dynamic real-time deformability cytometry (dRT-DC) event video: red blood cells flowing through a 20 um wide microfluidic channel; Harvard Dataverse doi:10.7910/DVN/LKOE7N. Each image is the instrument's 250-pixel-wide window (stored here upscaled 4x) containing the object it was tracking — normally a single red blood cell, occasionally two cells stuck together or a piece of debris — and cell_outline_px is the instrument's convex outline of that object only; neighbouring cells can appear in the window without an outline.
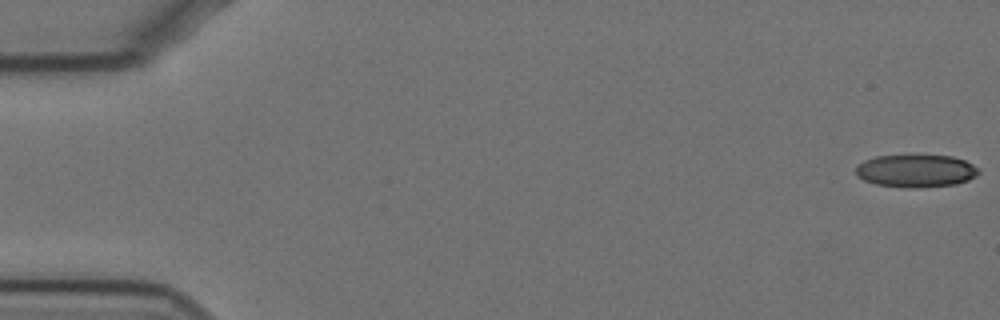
{"species": "Egyptian fruit bat (a non-hibernating species)", "species_latin": "Rousettus aegyptiacus", "temperature_condition": "cold", "stored_images_in_passage": 58, "camera_frame_rate_fps": 3000, "um_per_image_px": 0.085, "animal": {"sex": "female"}, "frame": {"image": 1, "passage_image": 1, "time_ms": 0.0, "image_size_px": [1000, 320], "cell_outline_px": [[980, 172], [976, 176], [968, 180], [956, 184], [916, 188], [908, 188], [876, 184], [864, 180], [856, 176], [856, 164], [864, 160], [876, 156], [952, 156], [964, 160], [972, 164]], "centroid_in_image_um": [77.83, 14.53], "position_along_channel_um": 7.2, "area_um2": 23.29}}
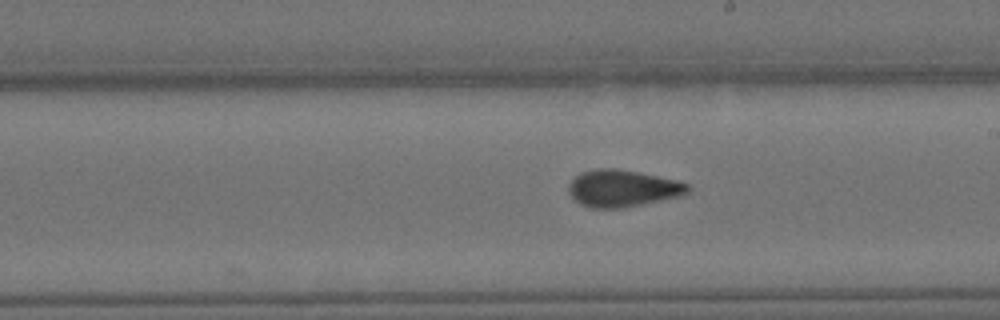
{"frame": {"image": 2, "passage_image": 33, "time_ms": 10.667, "image_size_px": [1000, 320], "cell_outline_px": [[688, 192], [684, 196], [624, 208], [588, 208], [580, 204], [568, 192], [568, 184], [580, 172], [596, 168], [616, 168], [680, 180], [688, 184]], "centroid_in_image_um": [52.93, 16.01], "position_along_channel_um": 236.1, "area_um2": 26.01}}
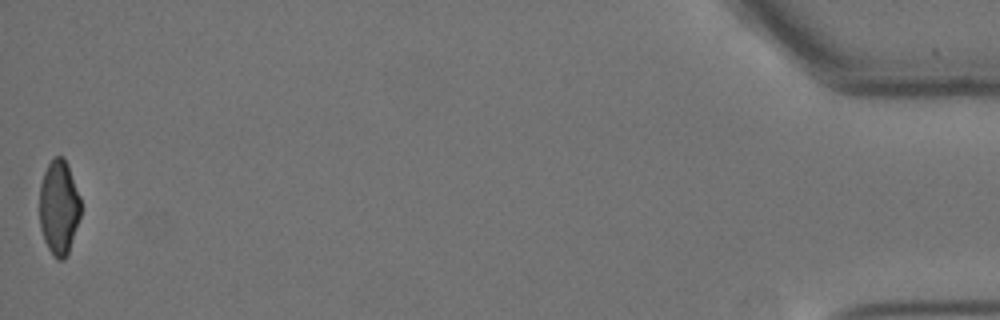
{"frame": {"image": 3, "passage_image": 58, "time_ms": 19.0, "image_size_px": [1000, 320], "cell_outline_px": [[80, 216], [68, 252], [64, 260], [56, 260], [52, 256], [44, 240], [40, 228], [40, 184], [44, 172], [48, 164], [56, 156], [64, 156], [68, 164], [80, 196]], "centroid_in_image_um": [5.0, 17.63], "position_along_channel_um": 430.2, "area_um2": 22.77}, "authors_computed_cell_mechanics": {"area_um2": 24.854, "velocity_mm_per_s": 3.4748, "shape_relaxation_time_tau1_ms": null, "shape_relaxation_time_tau2_ms": 2.3198, "deformation_change_tau1": null, "deformation_change_tau2": 0.0716}}